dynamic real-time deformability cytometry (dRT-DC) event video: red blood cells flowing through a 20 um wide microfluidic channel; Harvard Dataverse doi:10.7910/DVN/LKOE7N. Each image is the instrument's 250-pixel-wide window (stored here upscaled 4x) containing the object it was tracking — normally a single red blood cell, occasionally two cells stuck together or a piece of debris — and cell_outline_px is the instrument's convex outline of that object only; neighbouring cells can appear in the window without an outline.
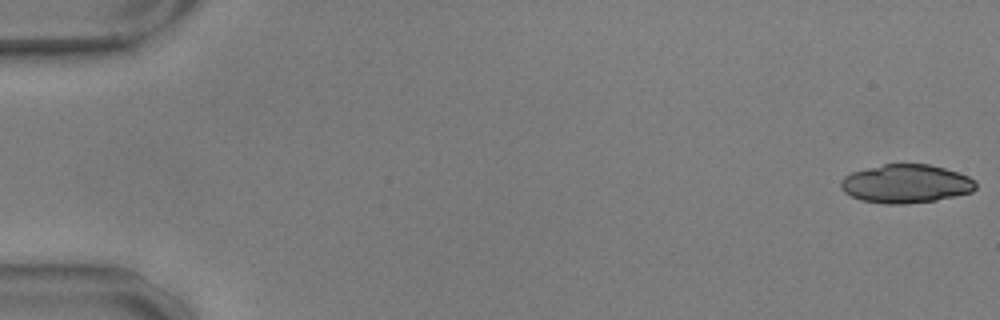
{"species": "common noctule bat (a hibernating species)", "species_latin": "Nyctalus noctula", "temperature_condition": "warm", "stored_images_in_passage": 5, "camera_frame_rate_fps": 3000, "um_per_image_px": 0.085, "animal": {"sex": "male", "body_mass_g": 17.9, "forearm_length_mm": 54.2}, "frame": {"image": 1, "passage_image": 1, "time_ms": 0.0, "image_size_px": [1000, 320], "cell_outline_px": [[976, 188], [972, 192], [956, 196], [936, 200], [908, 204], [884, 204], [860, 200], [844, 192], [840, 188], [840, 180], [844, 176], [852, 172], [884, 164], [928, 164], [944, 168], [968, 176], [976, 180]], "centroid_in_image_um": [77.0, 15.63], "position_along_channel_um": 8.0, "area_um2": 30.46}}